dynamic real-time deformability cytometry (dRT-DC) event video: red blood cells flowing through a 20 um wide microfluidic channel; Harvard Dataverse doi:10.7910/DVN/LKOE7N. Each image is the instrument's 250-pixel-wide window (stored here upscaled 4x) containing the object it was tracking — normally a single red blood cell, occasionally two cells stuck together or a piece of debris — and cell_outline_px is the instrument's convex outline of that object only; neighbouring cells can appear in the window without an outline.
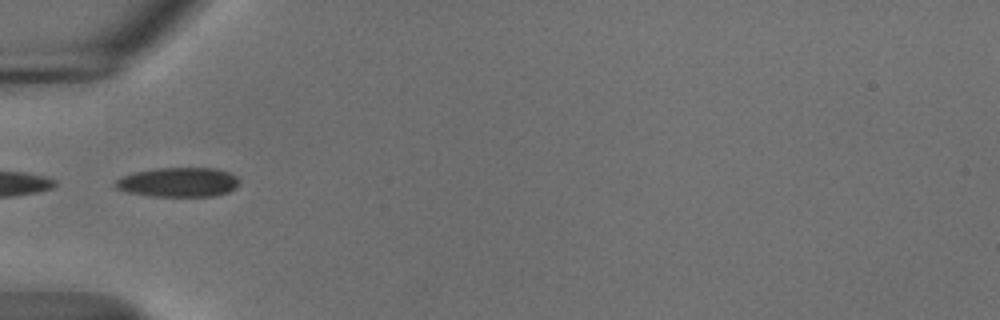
{"species": "common noctule bat (a hibernating species)", "species_latin": "Nyctalus noctula", "temperature_condition": "cold", "stored_images_in_passage": 37, "camera_frame_rate_fps": 3000, "um_per_image_px": 0.085, "animal": {"sex": "male", "body_mass_g": 18.8}, "frame": {"image": 1, "passage_image": 1, "time_ms": 0.0, "image_size_px": [1000, 320], "cell_outline_px": [[240, 180], [236, 188], [228, 192], [212, 196], [152, 196], [128, 192], [116, 188], [112, 184], [116, 180], [132, 172], [156, 168], [216, 168], [228, 172], [236, 176]], "centroid_in_image_um": [15.16, 15.48], "position_along_channel_um": 69.8, "area_um2": 21.33}}
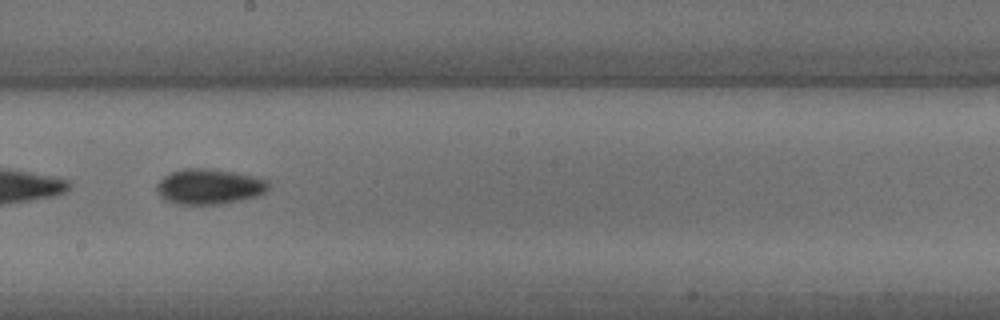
{"frame": {"image": 2, "passage_image": 14, "time_ms": 4.333, "image_size_px": [1000, 320], "cell_outline_px": [[268, 188], [264, 192], [256, 196], [220, 204], [176, 204], [164, 200], [156, 192], [156, 184], [164, 176], [172, 172], [184, 168], [208, 168], [236, 172], [268, 180]], "centroid_in_image_um": [17.73, 15.85], "position_along_channel_um": 230.5, "area_um2": 23.0}}
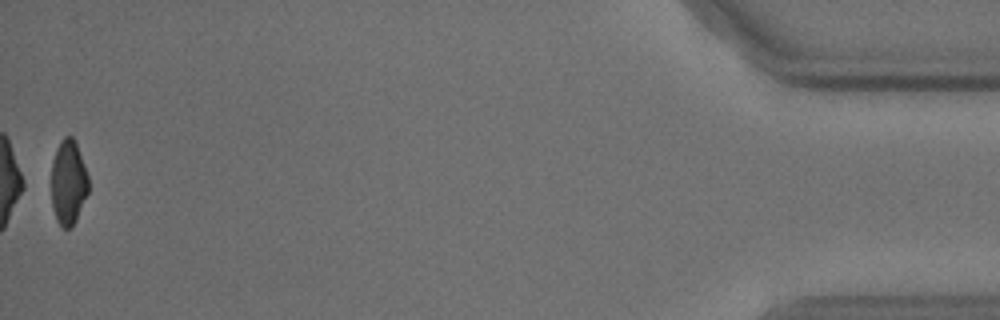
{"frame": {"image": 3, "passage_image": 37, "time_ms": 12.0, "image_size_px": [1000, 320], "cell_outline_px": [[88, 192], [76, 220], [72, 228], [64, 228], [56, 220], [52, 204], [52, 160], [56, 148], [60, 140], [64, 136], [72, 136], [76, 144], [88, 176]], "centroid_in_image_um": [5.8, 15.5], "position_along_channel_um": 429.4, "area_um2": 18.21}, "authors_computed_cell_mechanics": {"area_um2": 21.2126, "velocity_mm_per_s": 3.7023, "shape_relaxation_time_tau1_ms": 5.3864, "shape_relaxation_time_tau2_ms": null, "deformation_change_tau1": 0.127, "deformation_change_tau2": null}}